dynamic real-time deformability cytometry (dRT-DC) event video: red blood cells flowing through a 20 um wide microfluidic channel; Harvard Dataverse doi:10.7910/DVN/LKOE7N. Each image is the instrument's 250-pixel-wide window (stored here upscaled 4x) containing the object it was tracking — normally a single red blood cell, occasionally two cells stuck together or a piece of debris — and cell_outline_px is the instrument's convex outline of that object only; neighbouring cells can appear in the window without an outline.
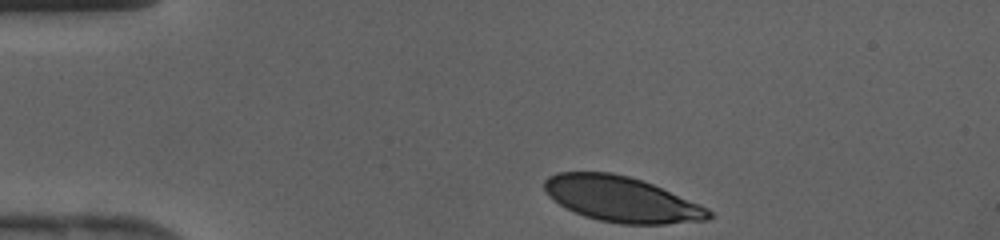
{"species": "human", "species_latin": "Homo sapiens", "temperature_condition": "cold", "stored_images_in_passage": 29, "camera_frame_rate_fps": 3000, "um_per_image_px": 0.085, "donor": {"sex": "female"}, "frame": {"image": 1, "passage_image": 1, "time_ms": 0.0, "image_size_px": [1000, 240], "cell_outline_px": [[716, 216], [708, 220], [668, 224], [620, 224], [600, 220], [584, 216], [560, 204], [544, 188], [544, 180], [548, 176], [556, 172], [612, 172], [628, 176], [652, 184], [700, 204], [708, 208]], "centroid_in_image_um": [52.89, 16.94], "position_along_channel_um": 32.1, "area_um2": 43.23}}
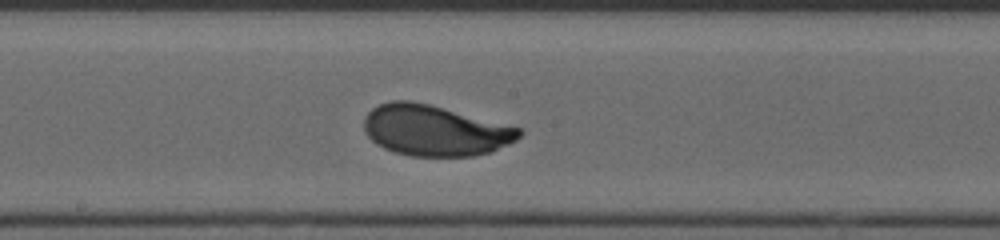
{"frame": {"image": 2, "passage_image": 16, "time_ms": 5.0, "image_size_px": [1000, 240], "cell_outline_px": [[524, 132], [516, 140], [492, 152], [472, 156], [412, 156], [396, 152], [384, 148], [376, 144], [364, 132], [364, 116], [372, 108], [380, 104], [392, 100], [412, 100], [428, 104], [520, 128]], "centroid_in_image_um": [36.93, 11.09], "position_along_channel_um": 211.3, "area_um2": 45.72}}
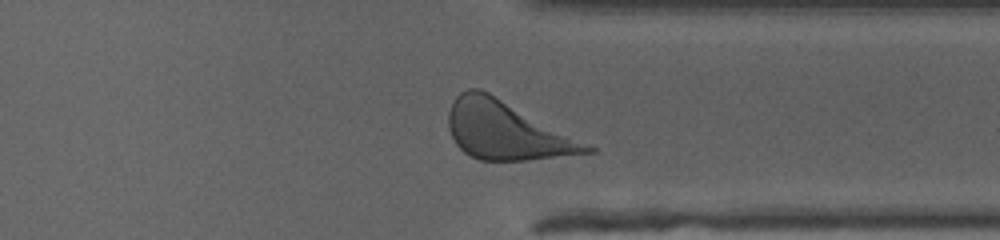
{"frame": {"image": 3, "passage_image": 26, "time_ms": 8.333, "image_size_px": [1000, 240], "cell_outline_px": [[596, 152], [528, 160], [480, 160], [468, 156], [456, 144], [448, 128], [448, 112], [456, 96], [460, 92], [468, 88], [480, 88], [488, 92], [596, 148]], "centroid_in_image_um": [43.0, 11.1], "position_along_channel_um": 368.4, "area_um2": 46.3}}